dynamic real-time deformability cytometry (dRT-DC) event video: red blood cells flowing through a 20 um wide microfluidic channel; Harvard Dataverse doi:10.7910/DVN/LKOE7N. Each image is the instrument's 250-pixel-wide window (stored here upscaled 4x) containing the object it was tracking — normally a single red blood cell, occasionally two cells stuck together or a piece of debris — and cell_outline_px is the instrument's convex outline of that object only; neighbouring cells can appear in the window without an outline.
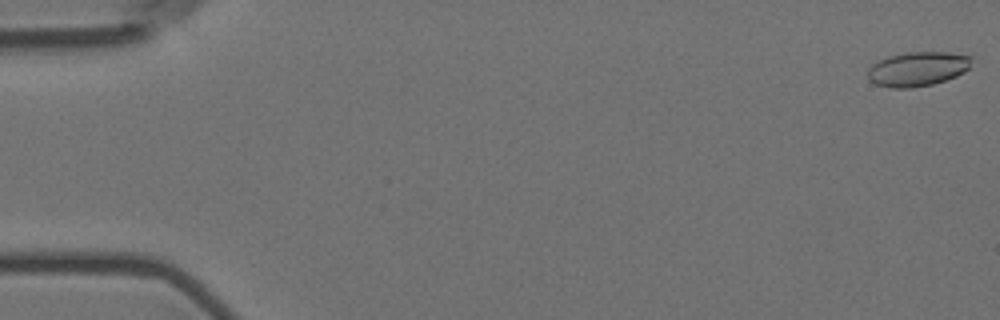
{"species": "Egyptian fruit bat (a non-hibernating species)", "species_latin": "Rousettus aegyptiacus", "temperature_condition": "room temperature", "stored_images_in_passage": 57, "camera_frame_rate_fps": 3000, "um_per_image_px": 0.085, "animal": {"sex": "female"}, "frame": {"image": 1, "passage_image": 1, "time_ms": 0.0, "image_size_px": [1000, 320], "cell_outline_px": [[972, 56], [968, 68], [964, 72], [956, 76], [932, 84], [912, 88], [892, 88], [876, 84], [868, 80], [868, 68], [876, 60], [888, 56], [904, 52], [944, 52]], "centroid_in_image_um": [77.94, 5.85], "position_along_channel_um": 7.1, "area_um2": 20.87}}
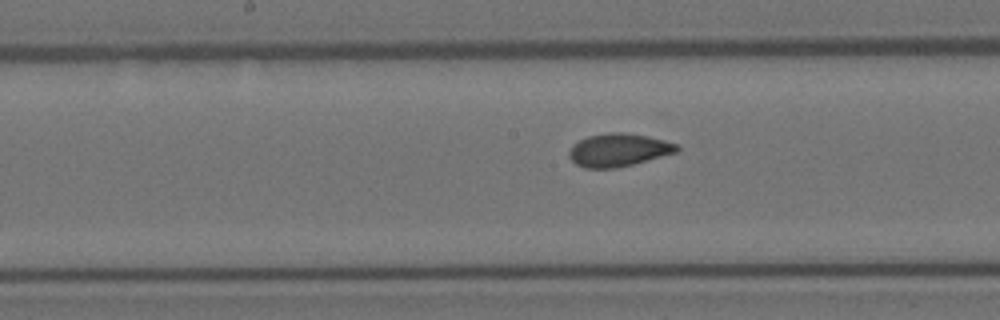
{"frame": {"image": 2, "passage_image": 29, "time_ms": 9.333, "image_size_px": [1000, 320], "cell_outline_px": [[680, 148], [676, 152], [632, 164], [616, 168], [584, 168], [576, 164], [568, 156], [568, 152], [572, 144], [588, 136], [608, 132], [624, 132], [648, 136], [664, 140], [676, 144]], "centroid_in_image_um": [52.53, 12.74], "position_along_channel_um": 195.7, "area_um2": 20.63}}
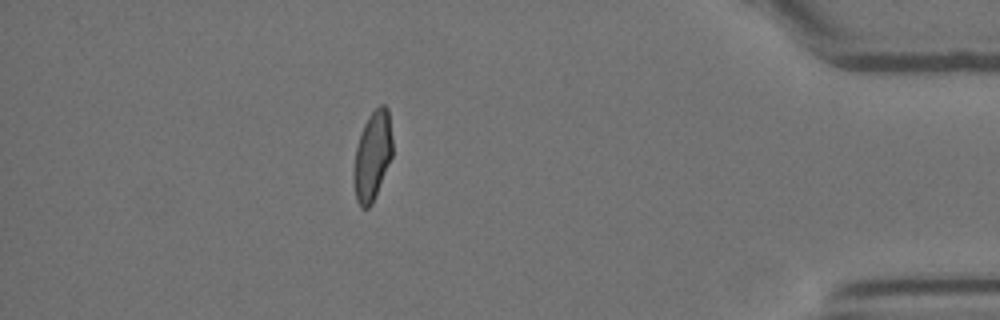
{"frame": {"image": 3, "passage_image": 50, "time_ms": 16.333, "image_size_px": [1000, 320], "cell_outline_px": [[392, 156], [372, 204], [368, 208], [360, 208], [356, 200], [352, 180], [352, 176], [356, 148], [360, 132], [368, 116], [380, 104], [384, 104], [388, 108], [392, 140]], "centroid_in_image_um": [31.63, 13.26], "position_along_channel_um": 403.6, "area_um2": 20.29}, "authors_computed_cell_mechanics": {"area_um2": 20.519, "velocity_mm_per_s": 3.6269, "shape_relaxation_time_tau1_ms": 6.0993, "shape_relaxation_time_tau2_ms": 1.2897, "deformation_change_tau1": 0.1582, "deformation_change_tau2": 0.0749}}